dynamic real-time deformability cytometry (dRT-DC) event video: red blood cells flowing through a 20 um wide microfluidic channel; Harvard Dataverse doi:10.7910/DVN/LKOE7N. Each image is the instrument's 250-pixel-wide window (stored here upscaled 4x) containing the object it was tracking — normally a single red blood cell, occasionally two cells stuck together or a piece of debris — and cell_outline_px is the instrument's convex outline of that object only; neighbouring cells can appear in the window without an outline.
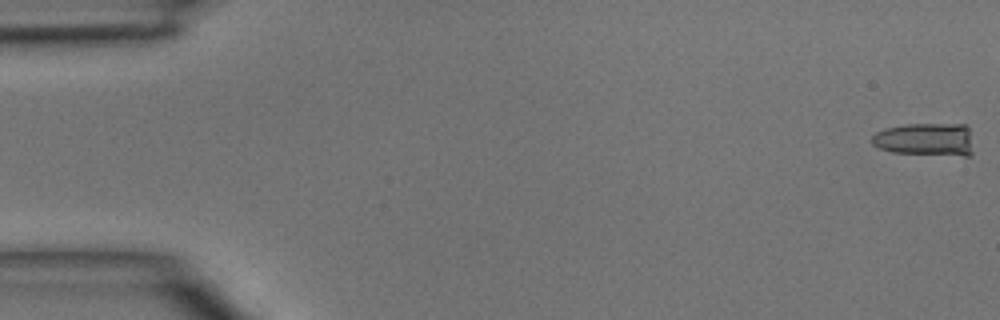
{"species": "common noctule bat (a hibernating species)", "species_latin": "Nyctalus noctula", "temperature_condition": "room temperature", "stored_images_in_passage": 47, "camera_frame_rate_fps": 3000, "um_per_image_px": 0.085, "animal": {"sex": "male", "body_mass_g": 15.6}, "frame": {"image": 1, "passage_image": 1, "time_ms": 0.0, "image_size_px": [1000, 320], "cell_outline_px": [[972, 156], [964, 156], [892, 152], [880, 148], [872, 144], [872, 136], [876, 132], [884, 128], [904, 124], [964, 124], [968, 128], [972, 152]], "centroid_in_image_um": [78.65, 11.85], "position_along_channel_um": 6.3, "area_um2": 19.54}}
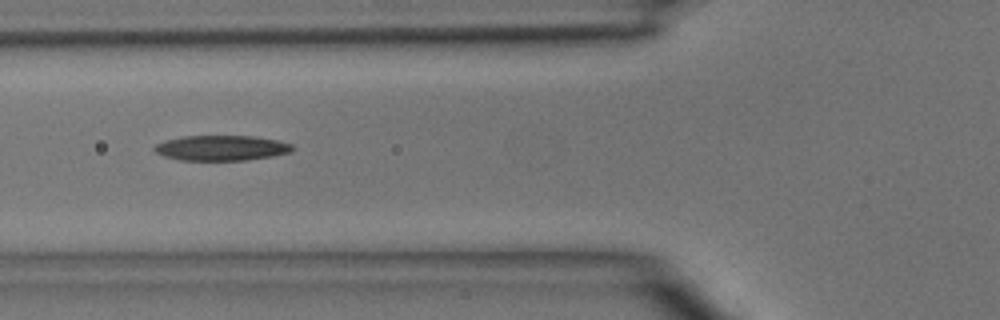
{"frame": {"image": 2, "passage_image": 18, "time_ms": 5.667, "image_size_px": [1000, 320], "cell_outline_px": [[296, 148], [292, 152], [272, 156], [248, 160], [180, 160], [164, 156], [156, 152], [152, 148], [156, 144], [164, 140], [184, 136], [256, 136], [280, 140], [292, 144]], "centroid_in_image_um": [18.87, 12.57], "position_along_channel_um": 106.9, "area_um2": 20.52}}
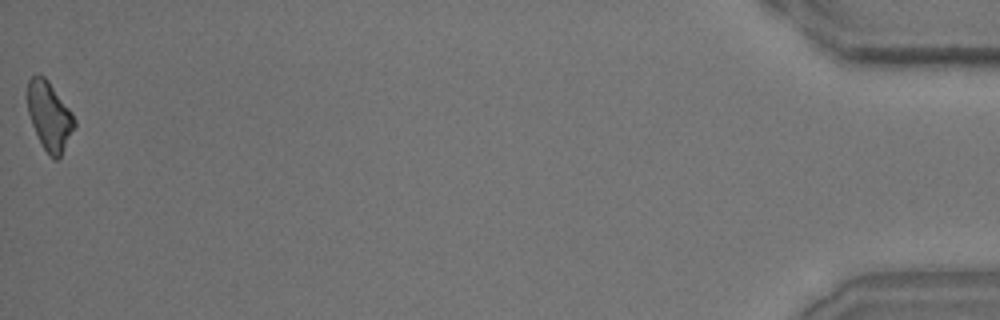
{"frame": {"image": 3, "passage_image": 47, "time_ms": 15.333, "image_size_px": [1000, 320], "cell_outline_px": [[76, 124], [60, 156], [56, 160], [44, 148], [32, 124], [28, 112], [28, 80], [32, 76], [44, 76], [48, 80], [72, 112], [76, 120]], "centroid_in_image_um": [4.21, 9.83], "position_along_channel_um": 431.0, "area_um2": 18.21}}